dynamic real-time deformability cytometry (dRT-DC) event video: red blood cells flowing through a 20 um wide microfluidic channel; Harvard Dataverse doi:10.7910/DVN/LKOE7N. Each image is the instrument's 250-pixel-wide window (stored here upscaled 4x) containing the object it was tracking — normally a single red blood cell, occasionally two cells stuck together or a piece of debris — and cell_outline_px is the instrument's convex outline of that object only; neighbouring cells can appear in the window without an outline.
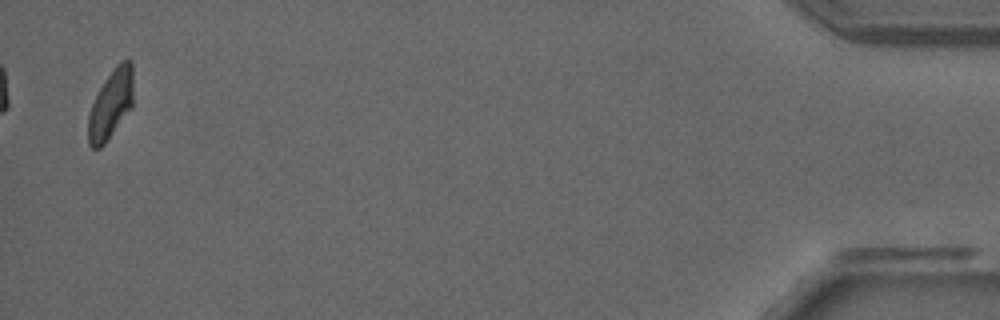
{"species": "common noctule bat (a hibernating species)", "species_latin": "Nyctalus noctula", "temperature_condition": "room temperature", "stored_images_in_passage": 37, "camera_frame_rate_fps": 3000, "um_per_image_px": 0.085, "animal": {"sex": "male", "forearm_length_mm": 52.5}, "frame": {"image": 1, "passage_image": 37, "time_ms": 12.0, "image_size_px": [1000, 320], "cell_outline_px": [[132, 108], [104, 144], [100, 148], [92, 148], [88, 144], [88, 116], [92, 104], [104, 80], [116, 64], [120, 60], [132, 60]], "centroid_in_image_um": [9.42, 8.85], "position_along_channel_um": 425.8, "area_um2": 18.09}, "authors_computed_cell_mechanics": {"area_um2": 18.6694, "velocity_mm_per_s": 3.8784, "shape_relaxation_time_tau1_ms": null, "shape_relaxation_time_tau2_ms": 3.8118, "deformation_change_tau1": null, "deformation_change_tau2": 0.1099}}